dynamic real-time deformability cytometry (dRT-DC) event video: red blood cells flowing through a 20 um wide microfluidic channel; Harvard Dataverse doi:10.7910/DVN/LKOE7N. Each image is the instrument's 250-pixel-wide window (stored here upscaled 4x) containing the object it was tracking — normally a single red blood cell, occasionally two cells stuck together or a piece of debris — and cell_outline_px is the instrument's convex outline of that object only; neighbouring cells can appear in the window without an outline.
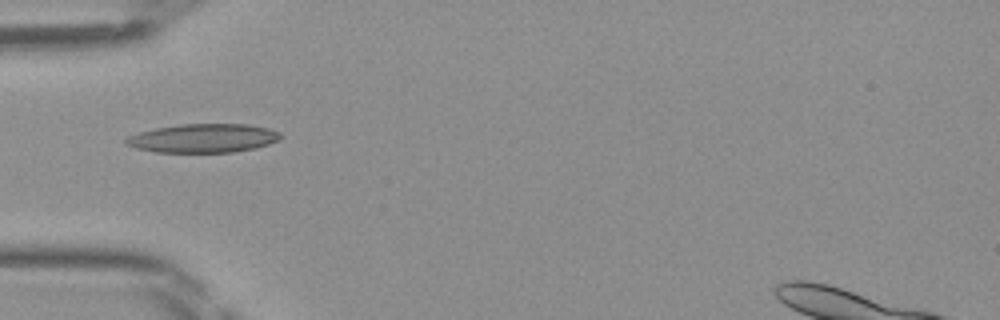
{"species": "Egyptian fruit bat (a non-hibernating species)", "species_latin": "Rousettus aegyptiacus", "temperature_condition": "room temperature", "stored_images_in_passage": 21, "camera_frame_rate_fps": 3000, "um_per_image_px": 0.085, "frame": {"image": 1, "passage_image": 1, "time_ms": 0.0, "image_size_px": [1000, 320], "cell_outline_px": [[280, 140], [256, 148], [232, 152], [156, 152], [136, 148], [124, 144], [124, 140], [128, 136], [140, 132], [156, 128], [180, 124], [248, 124], [268, 128], [280, 132]], "centroid_in_image_um": [17.27, 11.75], "position_along_channel_um": 67.7, "area_um2": 25.89}}